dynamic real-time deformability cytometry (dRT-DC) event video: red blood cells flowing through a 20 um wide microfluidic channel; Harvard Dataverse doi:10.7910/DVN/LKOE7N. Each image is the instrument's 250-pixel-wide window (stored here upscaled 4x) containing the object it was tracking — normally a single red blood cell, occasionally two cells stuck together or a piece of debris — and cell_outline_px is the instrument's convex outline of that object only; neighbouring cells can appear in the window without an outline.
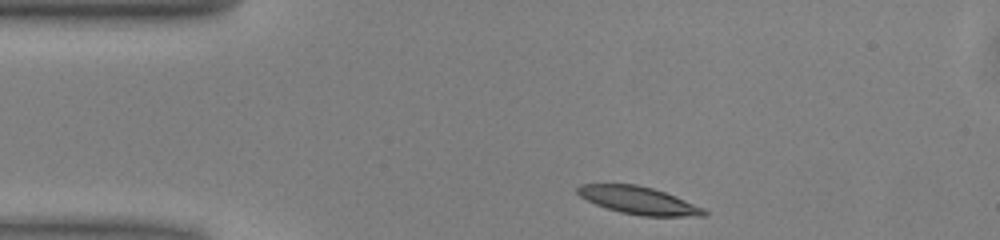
{"species": "common noctule bat (a hibernating species)", "species_latin": "Nyctalus noctula", "temperature_condition": "warm", "stored_images_in_passage": 10, "camera_frame_rate_fps": 3000, "um_per_image_px": 0.085, "animal": {"sex": "male", "body_mass_g": 13.0, "forearm_length_mm": 53.1}, "frame": {"image": 1, "passage_image": 1, "time_ms": 0.0, "image_size_px": [1000, 240], "cell_outline_px": [[708, 216], [640, 216], [620, 212], [596, 204], [580, 196], [576, 192], [576, 188], [580, 184], [636, 184], [652, 188], [676, 196], [704, 208], [708, 212]], "centroid_in_image_um": [54.31, 17.04], "position_along_channel_um": 30.7, "area_um2": 20.29}}
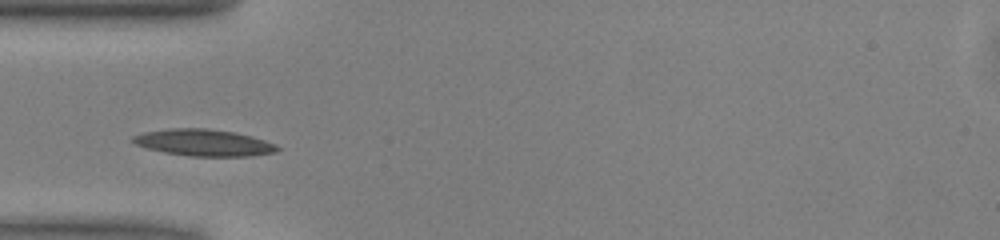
{"frame": {"image": 2, "passage_image": 7, "time_ms": 2.0, "image_size_px": [1000, 240], "cell_outline_px": [[280, 148], [276, 152], [252, 156], [188, 156], [164, 152], [148, 148], [136, 144], [128, 140], [132, 136], [144, 132], [168, 128], [208, 128], [236, 132], [252, 136], [276, 144]], "centroid_in_image_um": [17.31, 12.12], "position_along_channel_um": 67.7, "area_um2": 22.66}}